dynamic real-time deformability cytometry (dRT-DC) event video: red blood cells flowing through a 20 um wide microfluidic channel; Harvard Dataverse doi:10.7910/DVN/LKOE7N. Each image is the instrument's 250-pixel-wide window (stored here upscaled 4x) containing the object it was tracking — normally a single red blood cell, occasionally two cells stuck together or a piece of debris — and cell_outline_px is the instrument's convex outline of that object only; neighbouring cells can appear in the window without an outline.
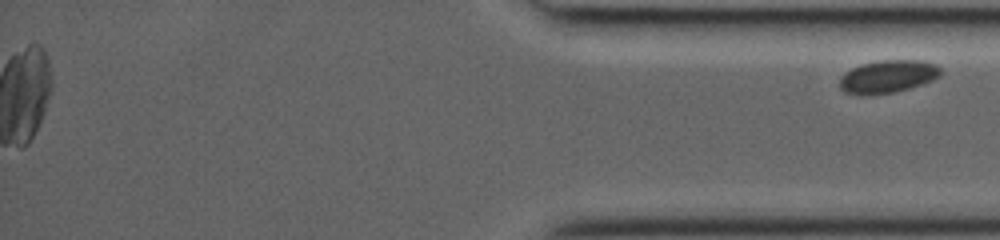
{"species": "common noctule bat (a hibernating species)", "species_latin": "Nyctalus noctula", "temperature_condition": "room temperature", "stored_images_in_passage": 44, "segment_of_instrument_passage": [2, 2], "camera_frame_rate_fps": 3000, "um_per_image_px": 0.085, "animal": {"sex": "female", "body_mass_g": 19.0, "forearm_length_mm": 53.3}, "frame": {"image": 1, "passage_image": 44, "time_ms": 14.333, "image_size_px": [1000, 240], "cell_outline_px": [[944, 72], [940, 76], [932, 80], [908, 88], [892, 92], [864, 96], [860, 96], [844, 92], [840, 88], [840, 76], [844, 72], [860, 64], [880, 60], [920, 60], [936, 64]], "centroid_in_image_um": [75.43, 6.5], "position_along_channel_um": 359.8, "area_um2": 19.48}}